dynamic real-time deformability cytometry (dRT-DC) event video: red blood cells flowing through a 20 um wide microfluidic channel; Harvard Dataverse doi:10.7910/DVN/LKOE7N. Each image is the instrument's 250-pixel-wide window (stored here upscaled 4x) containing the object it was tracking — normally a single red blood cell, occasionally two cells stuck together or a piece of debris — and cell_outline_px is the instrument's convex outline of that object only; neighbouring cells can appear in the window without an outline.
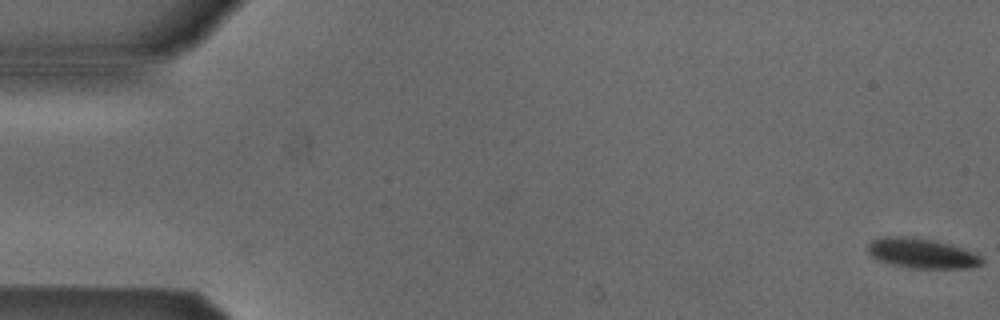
{"species": "Egyptian fruit bat (a non-hibernating species)", "species_latin": "Rousettus aegyptiacus", "temperature_condition": "cold", "stored_images_in_passage": 55, "camera_frame_rate_fps": 3000, "um_per_image_px": 0.085, "animal": {"sex": "male"}, "frame": {"image": 1, "passage_image": 1, "time_ms": 0.0, "image_size_px": [1000, 320], "cell_outline_px": [[984, 260], [980, 264], [964, 268], [916, 268], [892, 264], [880, 260], [872, 256], [868, 252], [868, 244], [872, 240], [880, 236], [912, 236], [932, 240], [948, 244], [960, 248], [980, 256]], "centroid_in_image_um": [78.28, 21.51], "position_along_channel_um": 6.7, "area_um2": 19.48}}
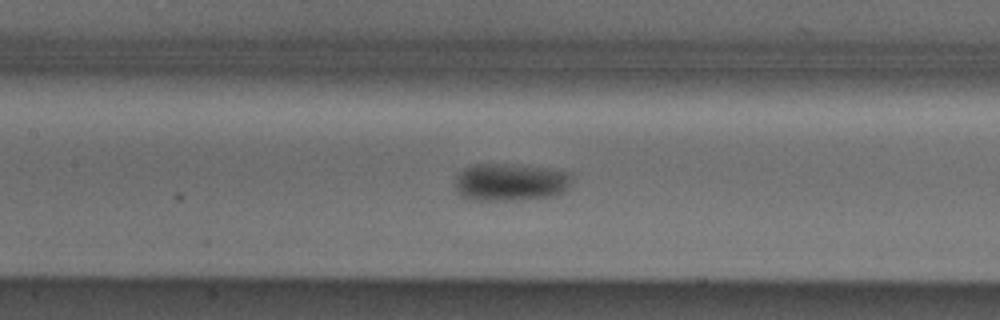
{"frame": {"image": 2, "passage_image": 25, "time_ms": 8.0, "image_size_px": [1000, 320], "cell_outline_px": [[572, 176], [564, 192], [556, 196], [512, 200], [472, 200], [460, 196], [452, 184], [456, 176], [464, 168], [476, 164], [504, 164], [544, 168], [568, 172]], "centroid_in_image_um": [43.31, 15.5], "position_along_channel_um": 164.1, "area_um2": 25.55}}
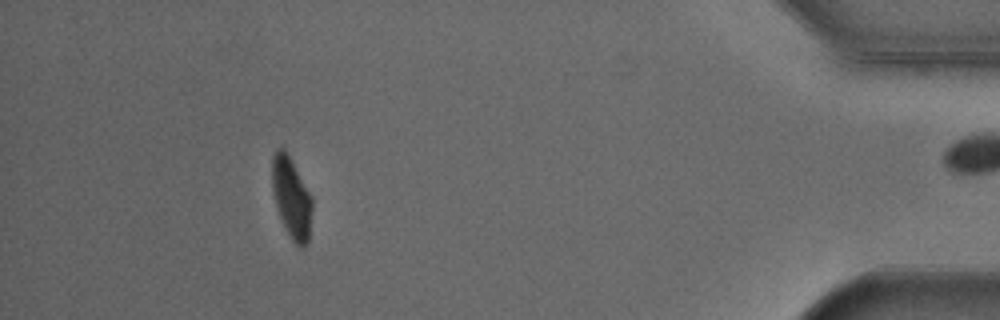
{"frame": {"image": 3, "passage_image": 49, "time_ms": 16.0, "image_size_px": [1000, 320], "cell_outline_px": [[312, 208], [308, 244], [304, 248], [300, 248], [292, 240], [284, 228], [276, 208], [272, 192], [272, 156], [276, 148], [284, 148], [312, 196]], "centroid_in_image_um": [24.76, 16.85], "position_along_channel_um": 410.4, "area_um2": 19.07}, "authors_computed_cell_mechanics": {"area_um2": 20.9236, "velocity_mm_per_s": 3.8528, "shape_relaxation_time_tau1_ms": 3.3767, "shape_relaxation_time_tau2_ms": null, "deformation_change_tau1": 0.0804, "deformation_change_tau2": null}}